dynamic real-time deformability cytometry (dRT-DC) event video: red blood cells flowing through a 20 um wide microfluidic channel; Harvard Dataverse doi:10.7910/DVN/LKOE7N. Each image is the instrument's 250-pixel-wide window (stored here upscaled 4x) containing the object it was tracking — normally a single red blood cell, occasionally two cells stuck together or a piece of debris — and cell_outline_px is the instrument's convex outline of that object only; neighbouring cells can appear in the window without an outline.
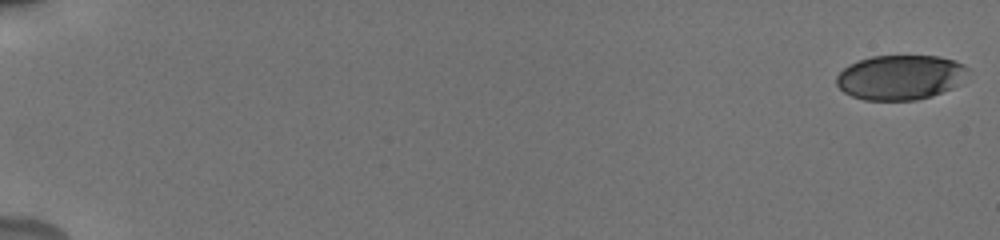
{"species": "human", "species_latin": "Homo sapiens", "temperature_condition": "cold", "stored_images_in_passage": 56, "camera_frame_rate_fps": 3000, "um_per_image_px": 0.085, "donor": {"sex": "male"}, "frame": {"image": 1, "passage_image": 1, "time_ms": 0.0, "image_size_px": [1000, 240], "cell_outline_px": [[968, 68], [960, 84], [952, 88], [932, 96], [916, 100], [864, 100], [852, 96], [844, 92], [836, 84], [836, 76], [848, 64], [872, 56], [940, 56], [956, 60], [964, 64]], "centroid_in_image_um": [76.53, 6.57], "position_along_channel_um": 8.5, "area_um2": 34.39}}
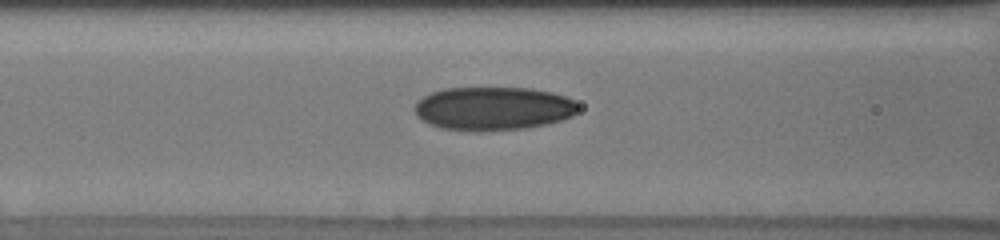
{"frame": {"image": 2, "passage_image": 26, "time_ms": 8.333, "image_size_px": [1000, 240], "cell_outline_px": [[580, 108], [572, 116], [564, 120], [548, 124], [524, 128], [480, 132], [472, 132], [440, 128], [428, 124], [420, 120], [416, 116], [416, 104], [424, 96], [432, 92], [444, 88], [532, 88], [552, 92], [564, 96], [572, 100]], "centroid_in_image_um": [41.92, 9.24], "position_along_channel_um": 124.7, "area_um2": 41.85}}
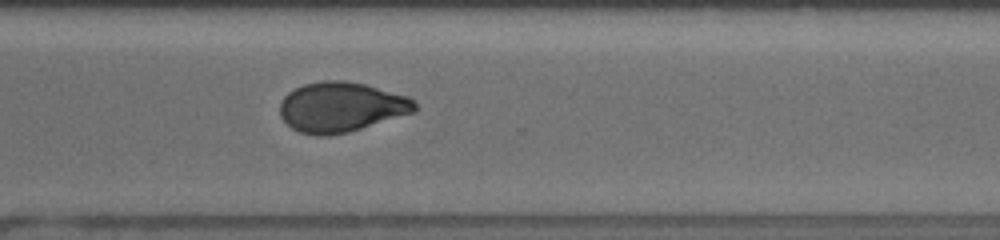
{"frame": {"image": 3, "passage_image": 43, "time_ms": 14.0, "image_size_px": [1000, 240], "cell_outline_px": [[416, 112], [348, 132], [328, 136], [316, 136], [300, 132], [292, 128], [280, 116], [280, 104], [284, 96], [288, 92], [304, 84], [320, 80], [344, 80], [364, 84], [408, 96], [416, 104]], "centroid_in_image_um": [28.99, 9.1], "position_along_channel_um": 341.6, "area_um2": 39.3}, "authors_computed_cell_mechanics": {"area_um2": 38.5237, "velocity_mm_per_s": 3.8378, "shape_relaxation_time_tau1_ms": 5.3856, "shape_relaxation_time_tau2_ms": 2.1317, "deformation_change_tau1": 0.1582, "deformation_change_tau2": 0.0613}}